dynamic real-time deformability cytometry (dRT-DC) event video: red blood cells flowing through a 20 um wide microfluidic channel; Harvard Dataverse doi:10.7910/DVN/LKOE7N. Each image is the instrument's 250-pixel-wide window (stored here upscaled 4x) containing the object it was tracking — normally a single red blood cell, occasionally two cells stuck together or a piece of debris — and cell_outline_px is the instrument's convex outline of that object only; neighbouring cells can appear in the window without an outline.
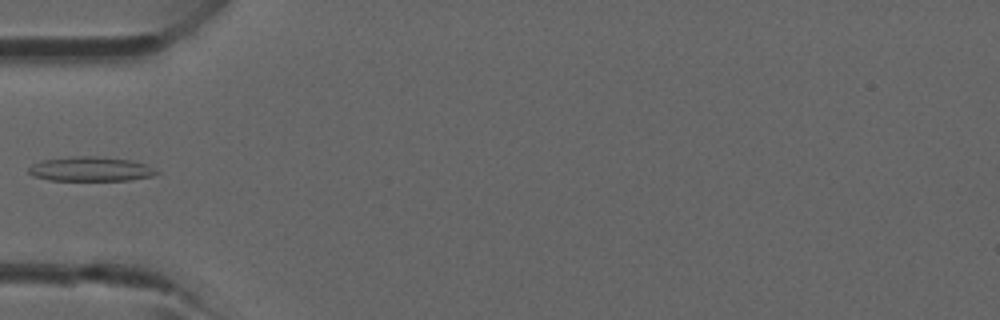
{"species": "common noctule bat (a hibernating species)", "species_latin": "Nyctalus noctula", "temperature_condition": "room temperature", "stored_images_in_passage": 3, "camera_frame_rate_fps": 3000, "um_per_image_px": 0.085, "animal": {"sex": "male", "forearm_length_mm": 52.5}, "frame": {"image": 1, "passage_image": 3, "time_ms": 2.333, "image_size_px": [1000, 320], "cell_outline_px": [[160, 172], [152, 176], [128, 180], [48, 180], [32, 176], [28, 172], [28, 168], [32, 164], [44, 160], [76, 156], [96, 156], [132, 160], [148, 164]], "centroid_in_image_um": [7.72, 14.37], "position_along_channel_um": 77.3, "area_um2": 18.26}}